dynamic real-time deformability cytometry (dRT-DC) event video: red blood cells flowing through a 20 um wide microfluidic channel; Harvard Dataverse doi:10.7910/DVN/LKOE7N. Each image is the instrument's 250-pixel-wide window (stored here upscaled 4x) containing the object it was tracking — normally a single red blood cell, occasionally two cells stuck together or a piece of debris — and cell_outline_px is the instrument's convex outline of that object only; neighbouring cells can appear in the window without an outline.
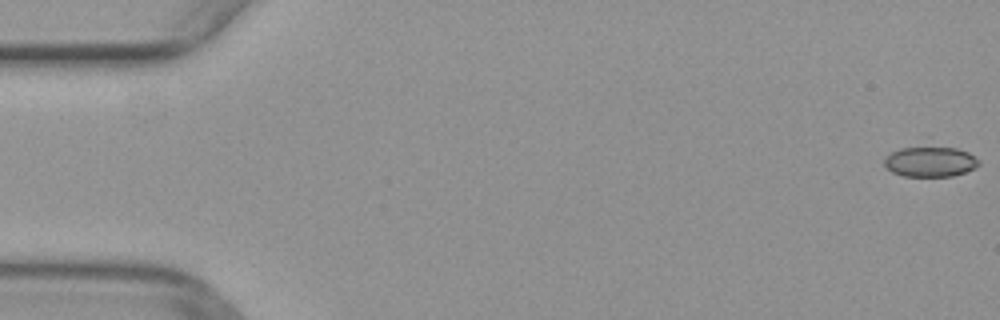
{"species": "common noctule bat (a hibernating species)", "species_latin": "Nyctalus noctula", "temperature_condition": "warm", "stored_images_in_passage": 51, "camera_frame_rate_fps": 3000, "um_per_image_px": 0.085, "animal": {"sex": "female", "body_mass_g": 29.2, "forearm_length_mm": 56.3}, "frame": {"image": 1, "passage_image": 1, "time_ms": 0.0, "image_size_px": [1000, 320], "cell_outline_px": [[980, 164], [976, 168], [952, 176], [904, 176], [892, 172], [884, 164], [884, 160], [892, 152], [900, 148], [956, 148], [968, 152], [980, 160]], "centroid_in_image_um": [79.11, 13.76], "position_along_channel_um": 5.9, "area_um2": 16.36}}
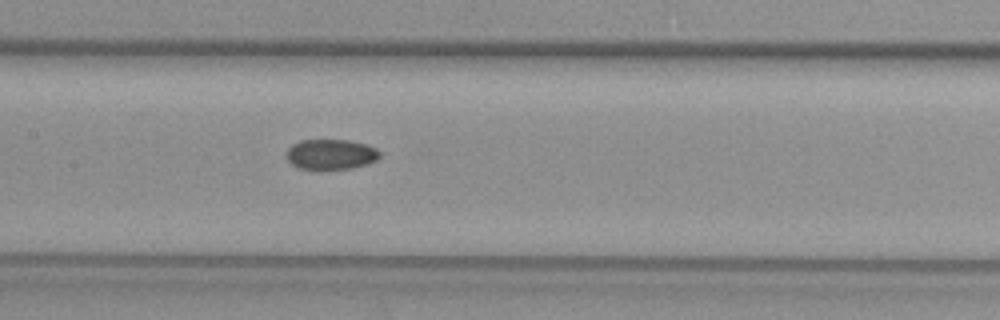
{"frame": {"image": 2, "passage_image": 25, "time_ms": 8.0, "image_size_px": [1000, 320], "cell_outline_px": [[380, 156], [376, 160], [352, 168], [320, 172], [300, 168], [292, 164], [288, 160], [288, 148], [292, 144], [300, 140], [348, 140], [364, 144], [376, 148], [380, 152]], "centroid_in_image_um": [28.1, 13.15], "position_along_channel_um": 179.3, "area_um2": 16.76}}
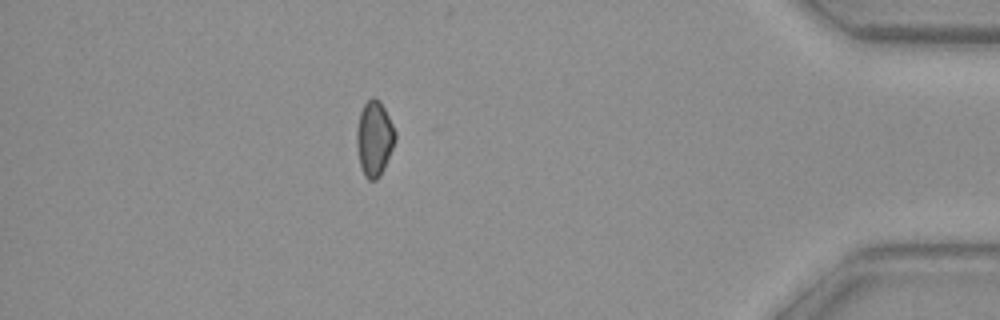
{"frame": {"image": 3, "passage_image": 45, "time_ms": 14.667, "image_size_px": [1000, 320], "cell_outline_px": [[396, 140], [384, 168], [380, 176], [376, 180], [368, 180], [364, 176], [360, 164], [356, 144], [356, 132], [360, 112], [364, 104], [372, 96], [380, 100], [396, 132]], "centroid_in_image_um": [31.81, 11.77], "position_along_channel_um": 403.4, "area_um2": 16.88}}